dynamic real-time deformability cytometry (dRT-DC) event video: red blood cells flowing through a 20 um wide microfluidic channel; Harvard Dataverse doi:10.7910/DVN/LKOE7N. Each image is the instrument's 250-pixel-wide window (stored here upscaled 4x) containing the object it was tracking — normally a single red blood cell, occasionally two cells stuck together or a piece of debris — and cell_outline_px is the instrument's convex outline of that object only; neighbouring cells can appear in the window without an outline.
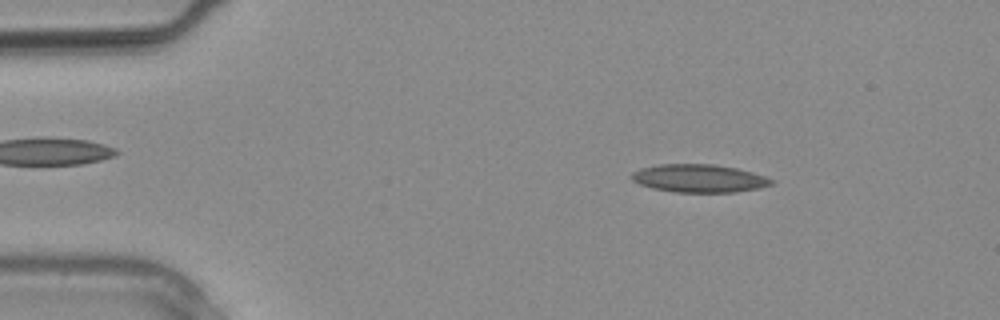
{"species": "common noctule bat (a hibernating species)", "species_latin": "Nyctalus noctula", "temperature_condition": "warm", "stored_images_in_passage": 2, "camera_frame_rate_fps": 3000, "um_per_image_px": 0.085, "animal": {"sex": "male", "body_mass_g": 20.4}, "frame": {"image": 1, "passage_image": 1, "time_ms": 0.0, "image_size_px": [1000, 320], "cell_outline_px": [[776, 180], [772, 184], [760, 188], [736, 192], [676, 192], [652, 188], [640, 184], [632, 180], [632, 172], [640, 168], [660, 164], [712, 164], [736, 168], [752, 172]], "centroid_in_image_um": [59.44, 15.16], "position_along_channel_um": 25.6, "area_um2": 22.77}}